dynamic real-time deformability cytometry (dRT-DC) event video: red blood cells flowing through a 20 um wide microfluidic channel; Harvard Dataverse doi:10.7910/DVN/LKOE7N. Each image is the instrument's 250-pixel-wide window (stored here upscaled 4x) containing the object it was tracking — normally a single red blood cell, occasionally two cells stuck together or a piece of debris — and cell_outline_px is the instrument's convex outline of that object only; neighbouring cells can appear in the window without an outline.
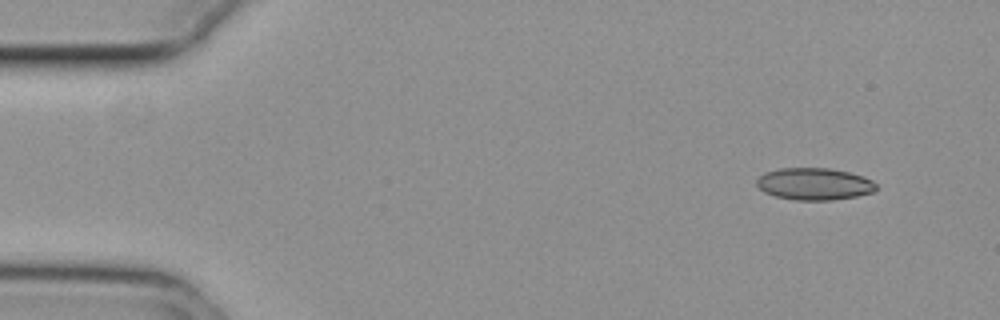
{"species": "common noctule bat (a hibernating species)", "species_latin": "Nyctalus noctula", "temperature_condition": "cold", "stored_images_in_passage": 49, "camera_frame_rate_fps": 3000, "um_per_image_px": 0.085, "animal": {"sex": "female", "body_mass_g": 29.2, "forearm_length_mm": 56.3}, "frame": {"image": 1, "passage_image": 1, "time_ms": 0.0, "image_size_px": [1000, 320], "cell_outline_px": [[876, 188], [872, 192], [856, 196], [832, 200], [796, 200], [776, 196], [764, 192], [756, 184], [756, 180], [764, 172], [780, 168], [828, 168], [848, 172], [864, 176], [872, 180], [876, 184]], "centroid_in_image_um": [69.2, 15.63], "position_along_channel_um": 15.8, "area_um2": 22.25}}
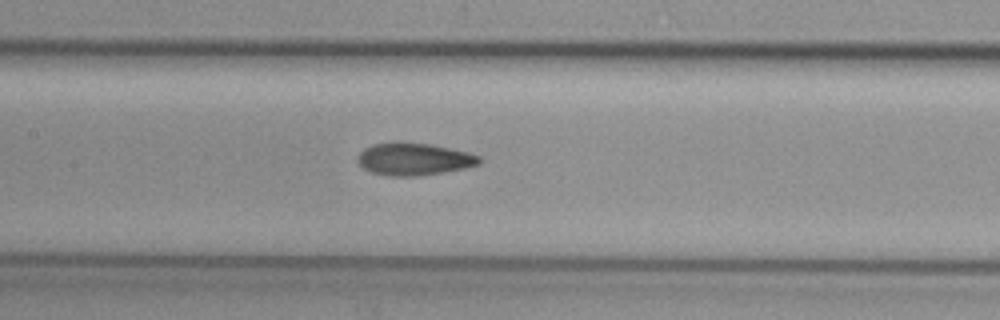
{"frame": {"image": 2, "passage_image": 22, "time_ms": 7.0, "image_size_px": [1000, 320], "cell_outline_px": [[480, 164], [464, 168], [444, 172], [416, 176], [392, 176], [372, 172], [364, 168], [356, 160], [356, 156], [364, 148], [372, 144], [396, 140], [432, 144], [468, 152], [480, 156]], "centroid_in_image_um": [35.15, 13.49], "position_along_channel_um": 172.2, "area_um2": 23.29}}
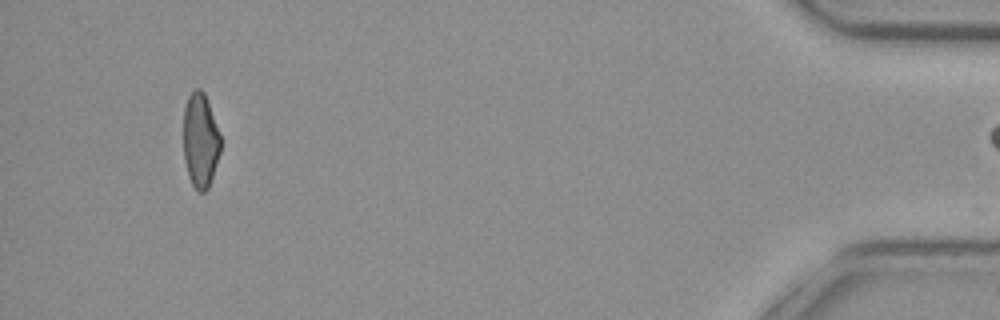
{"frame": {"image": 3, "passage_image": 48, "time_ms": 15.667, "image_size_px": [1000, 320], "cell_outline_px": [[220, 152], [208, 188], [204, 192], [196, 192], [188, 176], [184, 160], [184, 108], [188, 96], [196, 88], [200, 88], [204, 92], [208, 100], [220, 136]], "centroid_in_image_um": [17.02, 11.94], "position_along_channel_um": 418.2, "area_um2": 20.4}}